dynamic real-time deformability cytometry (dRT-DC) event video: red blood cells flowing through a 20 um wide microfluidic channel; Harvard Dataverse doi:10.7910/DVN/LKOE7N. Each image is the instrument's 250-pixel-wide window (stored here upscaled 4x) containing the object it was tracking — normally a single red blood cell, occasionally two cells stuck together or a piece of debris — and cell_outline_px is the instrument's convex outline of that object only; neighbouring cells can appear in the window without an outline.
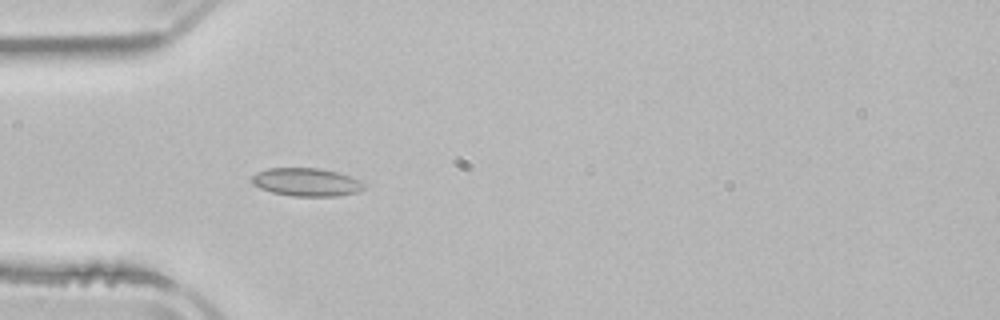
{"species": "common noctule bat (a hibernating species)", "species_latin": "Nyctalus noctula", "temperature_condition": "room temperature", "stored_images_in_passage": 5, "camera_frame_rate_fps": 3000, "um_per_image_px": 0.085, "animal": {"sex": "male", "body_mass_g": 21.5, "forearm_length_mm": 52.0}, "frame": {"image": 1, "passage_image": 5, "time_ms": 5.0, "image_size_px": [1000, 320], "cell_outline_px": [[364, 188], [356, 192], [336, 196], [292, 196], [272, 192], [260, 188], [252, 184], [252, 176], [256, 172], [268, 168], [320, 168], [336, 172], [360, 180], [364, 184]], "centroid_in_image_um": [26.01, 15.48], "position_along_channel_um": 59.0, "area_um2": 18.26}}